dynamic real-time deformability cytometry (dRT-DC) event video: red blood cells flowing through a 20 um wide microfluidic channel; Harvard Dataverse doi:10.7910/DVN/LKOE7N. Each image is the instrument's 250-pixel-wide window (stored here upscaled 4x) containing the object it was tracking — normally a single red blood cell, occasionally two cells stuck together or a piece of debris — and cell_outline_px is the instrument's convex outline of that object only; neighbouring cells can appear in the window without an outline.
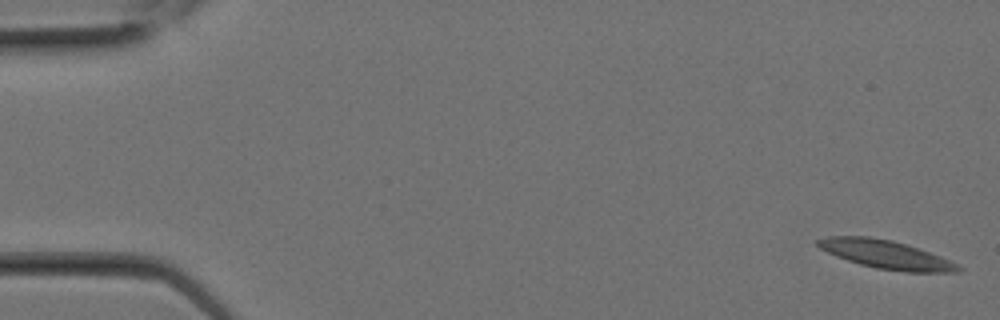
{"species": "Egyptian fruit bat (a non-hibernating species)", "species_latin": "Rousettus aegyptiacus", "temperature_condition": "room temperature", "stored_images_in_passage": 3, "camera_frame_rate_fps": 3000, "um_per_image_px": 0.085, "animal": {"sex": "female"}, "frame": {"image": 1, "passage_image": 3, "time_ms": 0.667, "image_size_px": [1000, 320], "cell_outline_px": [[964, 268], [960, 272], [904, 272], [876, 268], [860, 264], [836, 256], [820, 248], [816, 244], [816, 240], [828, 236], [868, 236], [892, 240], [940, 256]], "centroid_in_image_um": [75.29, 21.63], "position_along_channel_um": 9.7, "area_um2": 23.0}}